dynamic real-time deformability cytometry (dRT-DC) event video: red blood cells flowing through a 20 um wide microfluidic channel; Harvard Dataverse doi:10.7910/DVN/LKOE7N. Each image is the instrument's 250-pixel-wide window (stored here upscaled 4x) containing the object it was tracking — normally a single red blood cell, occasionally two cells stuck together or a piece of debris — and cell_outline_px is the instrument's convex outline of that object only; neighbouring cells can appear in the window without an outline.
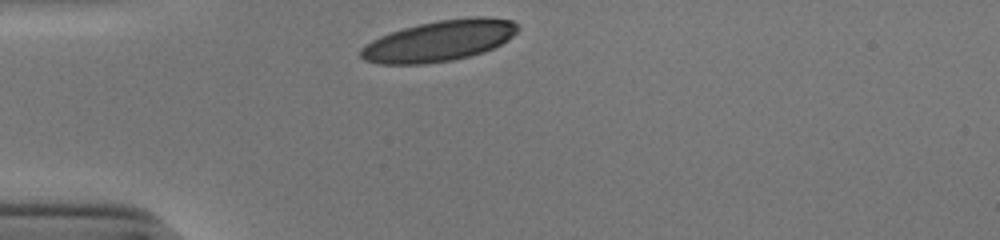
{"species": "human", "species_latin": "Homo sapiens", "temperature_condition": "cold", "stored_images_in_passage": 28, "camera_frame_rate_fps": 3000, "um_per_image_px": 0.085, "donor": {"sex": "male"}, "frame": {"image": 1, "passage_image": 1, "time_ms": 0.0, "image_size_px": [1000, 240], "cell_outline_px": [[520, 28], [508, 40], [484, 52], [452, 60], [424, 64], [380, 64], [364, 60], [360, 56], [360, 48], [364, 44], [380, 36], [404, 28], [420, 24], [440, 20], [472, 16], [484, 16], [512, 20]], "centroid_in_image_um": [37.33, 3.47], "position_along_channel_um": 47.7, "area_um2": 37.34}}
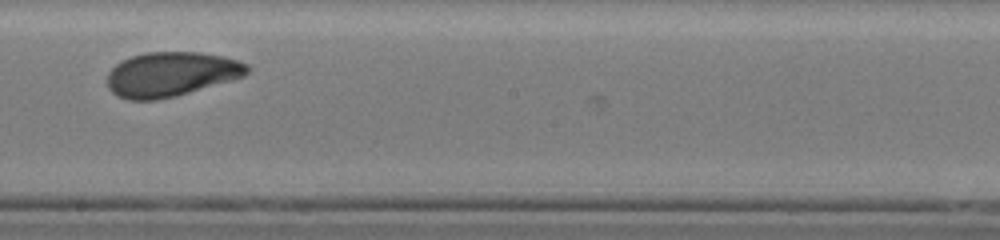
{"frame": {"image": 2, "passage_image": 17, "time_ms": 5.333, "image_size_px": [1000, 240], "cell_outline_px": [[248, 72], [244, 76], [232, 80], [176, 96], [156, 100], [128, 100], [116, 96], [108, 88], [108, 72], [116, 64], [132, 56], [148, 52], [200, 52], [224, 56], [248, 64]], "centroid_in_image_um": [14.54, 6.31], "position_along_channel_um": 233.7, "area_um2": 36.3}}
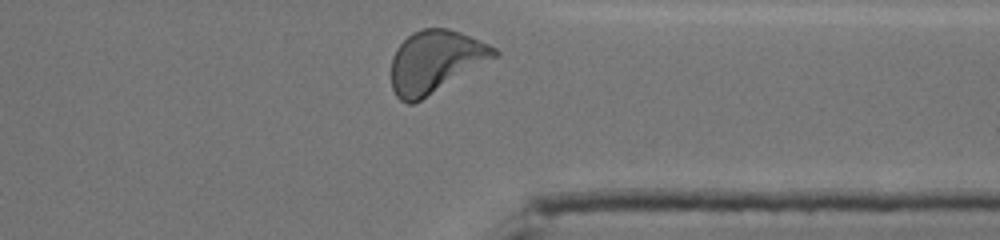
{"frame": {"image": 3, "passage_image": 28, "time_ms": 9.0, "image_size_px": [1000, 240], "cell_outline_px": [[500, 56], [420, 100], [412, 104], [408, 104], [400, 100], [396, 96], [392, 88], [392, 56], [396, 48], [412, 32], [424, 28], [448, 28], [460, 32], [488, 44], [496, 48], [500, 52]], "centroid_in_image_um": [37.03, 5.23], "position_along_channel_um": 374.4, "area_um2": 37.4}, "authors_computed_cell_mechanics": {"area_um2": 36.8764, "velocity_mm_per_s": 3.8864, "shape_relaxation_time_tau1_ms": 3.342, "shape_relaxation_time_tau2_ms": 1.9704, "deformation_change_tau1": 0.1474, "deformation_change_tau2": 0.074}}